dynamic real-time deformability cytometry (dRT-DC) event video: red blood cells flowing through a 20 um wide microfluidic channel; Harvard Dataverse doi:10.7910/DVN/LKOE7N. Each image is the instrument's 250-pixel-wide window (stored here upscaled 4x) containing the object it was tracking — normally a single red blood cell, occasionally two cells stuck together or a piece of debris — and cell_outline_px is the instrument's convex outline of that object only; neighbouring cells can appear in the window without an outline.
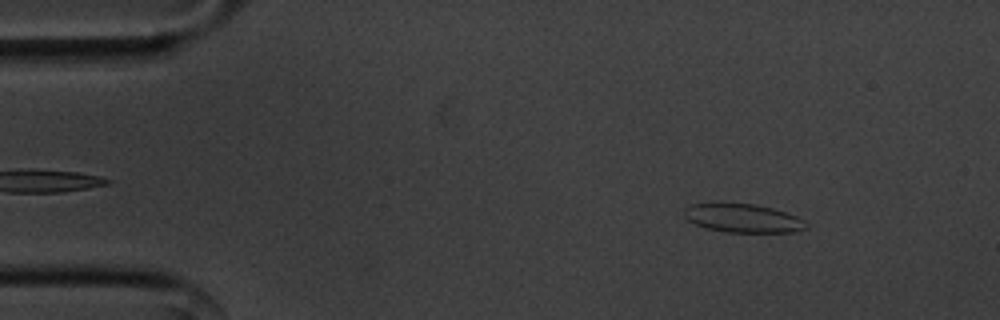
{"species": "common noctule bat (a hibernating species)", "species_latin": "Nyctalus noctula", "temperature_condition": "cold", "stored_images_in_passage": 54, "camera_frame_rate_fps": 3000, "um_per_image_px": 0.085, "animal": {"sex": "male", "body_mass_g": 20.1, "forearm_length_mm": 53.5}, "frame": {"image": 1, "passage_image": 6, "time_ms": 1.667, "image_size_px": [1000, 320], "cell_outline_px": [[808, 228], [796, 232], [724, 232], [704, 228], [688, 220], [684, 216], [684, 208], [692, 204], [756, 204], [772, 208], [796, 216], [804, 220], [808, 224]], "centroid_in_image_um": [63.17, 18.57], "position_along_channel_um": 21.8, "area_um2": 20.23}}
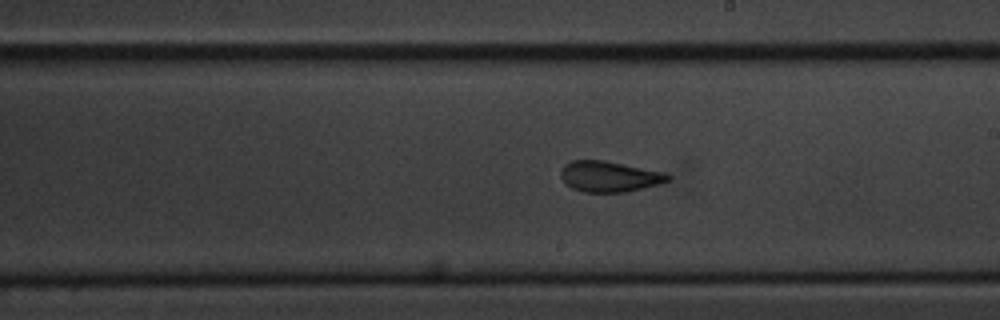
{"frame": {"image": 2, "passage_image": 30, "time_ms": 9.667, "image_size_px": [1000, 320], "cell_outline_px": [[672, 176], [668, 180], [660, 184], [628, 192], [584, 192], [572, 188], [560, 176], [560, 172], [564, 164], [572, 160], [604, 160], [664, 172]], "centroid_in_image_um": [51.8, 15.0], "position_along_channel_um": 237.2, "area_um2": 19.19}}
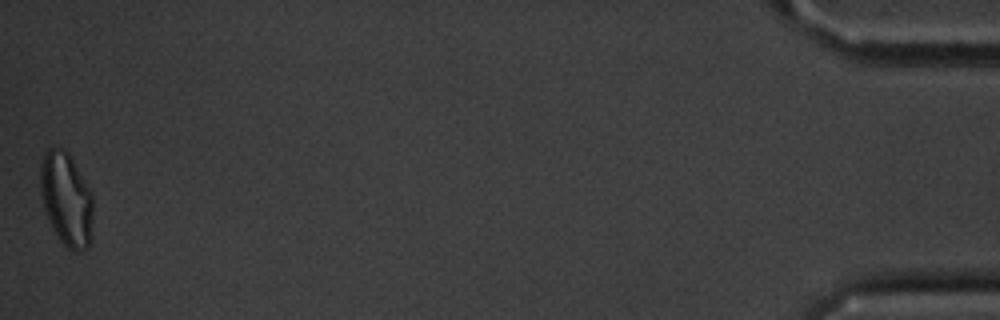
{"frame": {"image": 3, "passage_image": 54, "time_ms": 17.667, "image_size_px": [1000, 320], "cell_outline_px": [[92, 236], [88, 248], [80, 252], [72, 252], [60, 240], [52, 228], [44, 208], [40, 192], [40, 160], [44, 152], [48, 148], [64, 148], [68, 152], [92, 192]], "centroid_in_image_um": [5.64, 16.93], "position_along_channel_um": 429.6, "area_um2": 29.13}, "authors_computed_cell_mechanics": {"area_um2": 20.23, "velocity_mm_per_s": 3.5908, "shape_relaxation_time_tau1_ms": 10.4672, "shape_relaxation_time_tau2_ms": 1.5826, "deformation_change_tau1": 0.1845, "deformation_change_tau2": 0.0751}}